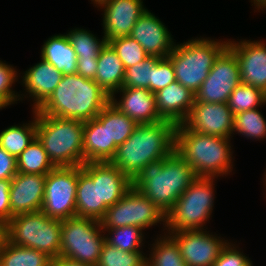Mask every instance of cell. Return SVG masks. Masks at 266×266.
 <instances>
[{"label":"cell","instance_id":"obj_38","mask_svg":"<svg viewBox=\"0 0 266 266\" xmlns=\"http://www.w3.org/2000/svg\"><path fill=\"white\" fill-rule=\"evenodd\" d=\"M108 44L116 52L125 69L142 62L149 56L144 48L130 36L113 39Z\"/></svg>","mask_w":266,"mask_h":266},{"label":"cell","instance_id":"obj_42","mask_svg":"<svg viewBox=\"0 0 266 266\" xmlns=\"http://www.w3.org/2000/svg\"><path fill=\"white\" fill-rule=\"evenodd\" d=\"M17 174V159L0 146V180L12 179Z\"/></svg>","mask_w":266,"mask_h":266},{"label":"cell","instance_id":"obj_1","mask_svg":"<svg viewBox=\"0 0 266 266\" xmlns=\"http://www.w3.org/2000/svg\"><path fill=\"white\" fill-rule=\"evenodd\" d=\"M176 126L169 120L138 125L117 147L110 163L133 180L148 163L166 158L175 151Z\"/></svg>","mask_w":266,"mask_h":266},{"label":"cell","instance_id":"obj_2","mask_svg":"<svg viewBox=\"0 0 266 266\" xmlns=\"http://www.w3.org/2000/svg\"><path fill=\"white\" fill-rule=\"evenodd\" d=\"M110 103V96L91 79L63 75L50 97L36 110L39 114L82 122L89 121Z\"/></svg>","mask_w":266,"mask_h":266},{"label":"cell","instance_id":"obj_27","mask_svg":"<svg viewBox=\"0 0 266 266\" xmlns=\"http://www.w3.org/2000/svg\"><path fill=\"white\" fill-rule=\"evenodd\" d=\"M52 258L47 254L5 242L0 251V266H52Z\"/></svg>","mask_w":266,"mask_h":266},{"label":"cell","instance_id":"obj_12","mask_svg":"<svg viewBox=\"0 0 266 266\" xmlns=\"http://www.w3.org/2000/svg\"><path fill=\"white\" fill-rule=\"evenodd\" d=\"M240 83L238 60L227 47L216 59L208 77L195 93V100L207 103H228L230 94Z\"/></svg>","mask_w":266,"mask_h":266},{"label":"cell","instance_id":"obj_20","mask_svg":"<svg viewBox=\"0 0 266 266\" xmlns=\"http://www.w3.org/2000/svg\"><path fill=\"white\" fill-rule=\"evenodd\" d=\"M122 93L120 101L115 94ZM110 103L138 125L154 124L164 120L156 107L155 93L144 88H121L110 97Z\"/></svg>","mask_w":266,"mask_h":266},{"label":"cell","instance_id":"obj_43","mask_svg":"<svg viewBox=\"0 0 266 266\" xmlns=\"http://www.w3.org/2000/svg\"><path fill=\"white\" fill-rule=\"evenodd\" d=\"M10 186L11 179L0 180V221H10Z\"/></svg>","mask_w":266,"mask_h":266},{"label":"cell","instance_id":"obj_34","mask_svg":"<svg viewBox=\"0 0 266 266\" xmlns=\"http://www.w3.org/2000/svg\"><path fill=\"white\" fill-rule=\"evenodd\" d=\"M143 229L136 226H125L106 229L109 235L105 236V241L119 250L127 252H142L140 247L143 241ZM112 235V236H111Z\"/></svg>","mask_w":266,"mask_h":266},{"label":"cell","instance_id":"obj_3","mask_svg":"<svg viewBox=\"0 0 266 266\" xmlns=\"http://www.w3.org/2000/svg\"><path fill=\"white\" fill-rule=\"evenodd\" d=\"M196 178L192 167L174 151L170 156L143 167L132 180V187L167 214Z\"/></svg>","mask_w":266,"mask_h":266},{"label":"cell","instance_id":"obj_5","mask_svg":"<svg viewBox=\"0 0 266 266\" xmlns=\"http://www.w3.org/2000/svg\"><path fill=\"white\" fill-rule=\"evenodd\" d=\"M84 122L46 116L36 111V134L55 167L84 164Z\"/></svg>","mask_w":266,"mask_h":266},{"label":"cell","instance_id":"obj_37","mask_svg":"<svg viewBox=\"0 0 266 266\" xmlns=\"http://www.w3.org/2000/svg\"><path fill=\"white\" fill-rule=\"evenodd\" d=\"M158 59L157 56H148L142 62L126 68L122 88H144L152 92L153 65Z\"/></svg>","mask_w":266,"mask_h":266},{"label":"cell","instance_id":"obj_7","mask_svg":"<svg viewBox=\"0 0 266 266\" xmlns=\"http://www.w3.org/2000/svg\"><path fill=\"white\" fill-rule=\"evenodd\" d=\"M61 230L62 220L50 218L41 211L22 213L7 223V240L56 259L61 253Z\"/></svg>","mask_w":266,"mask_h":266},{"label":"cell","instance_id":"obj_26","mask_svg":"<svg viewBox=\"0 0 266 266\" xmlns=\"http://www.w3.org/2000/svg\"><path fill=\"white\" fill-rule=\"evenodd\" d=\"M40 57L52 64L63 75L76 74L77 56L66 34L48 38L42 46Z\"/></svg>","mask_w":266,"mask_h":266},{"label":"cell","instance_id":"obj_28","mask_svg":"<svg viewBox=\"0 0 266 266\" xmlns=\"http://www.w3.org/2000/svg\"><path fill=\"white\" fill-rule=\"evenodd\" d=\"M16 159L19 173L47 175L55 168L37 137Z\"/></svg>","mask_w":266,"mask_h":266},{"label":"cell","instance_id":"obj_6","mask_svg":"<svg viewBox=\"0 0 266 266\" xmlns=\"http://www.w3.org/2000/svg\"><path fill=\"white\" fill-rule=\"evenodd\" d=\"M228 43L198 38L175 44L168 57L173 63L176 81L196 93Z\"/></svg>","mask_w":266,"mask_h":266},{"label":"cell","instance_id":"obj_25","mask_svg":"<svg viewBox=\"0 0 266 266\" xmlns=\"http://www.w3.org/2000/svg\"><path fill=\"white\" fill-rule=\"evenodd\" d=\"M132 187V180L110 162H99L100 204L108 208Z\"/></svg>","mask_w":266,"mask_h":266},{"label":"cell","instance_id":"obj_31","mask_svg":"<svg viewBox=\"0 0 266 266\" xmlns=\"http://www.w3.org/2000/svg\"><path fill=\"white\" fill-rule=\"evenodd\" d=\"M266 103V93L254 86L240 83L230 94L228 106L233 115L252 110Z\"/></svg>","mask_w":266,"mask_h":266},{"label":"cell","instance_id":"obj_10","mask_svg":"<svg viewBox=\"0 0 266 266\" xmlns=\"http://www.w3.org/2000/svg\"><path fill=\"white\" fill-rule=\"evenodd\" d=\"M166 221L164 214L150 199L139 190L131 187L125 195L111 205L99 220L102 230L136 226L141 229Z\"/></svg>","mask_w":266,"mask_h":266},{"label":"cell","instance_id":"obj_19","mask_svg":"<svg viewBox=\"0 0 266 266\" xmlns=\"http://www.w3.org/2000/svg\"><path fill=\"white\" fill-rule=\"evenodd\" d=\"M171 33L153 13L146 12L134 25L130 37L136 40L149 56L168 57L174 48Z\"/></svg>","mask_w":266,"mask_h":266},{"label":"cell","instance_id":"obj_32","mask_svg":"<svg viewBox=\"0 0 266 266\" xmlns=\"http://www.w3.org/2000/svg\"><path fill=\"white\" fill-rule=\"evenodd\" d=\"M259 109L237 113L233 116V134L245 135L247 138H266V121Z\"/></svg>","mask_w":266,"mask_h":266},{"label":"cell","instance_id":"obj_17","mask_svg":"<svg viewBox=\"0 0 266 266\" xmlns=\"http://www.w3.org/2000/svg\"><path fill=\"white\" fill-rule=\"evenodd\" d=\"M46 175L19 173L11 179L10 220L14 215L41 210Z\"/></svg>","mask_w":266,"mask_h":266},{"label":"cell","instance_id":"obj_46","mask_svg":"<svg viewBox=\"0 0 266 266\" xmlns=\"http://www.w3.org/2000/svg\"><path fill=\"white\" fill-rule=\"evenodd\" d=\"M6 241H7V224L0 221V251L3 249V246Z\"/></svg>","mask_w":266,"mask_h":266},{"label":"cell","instance_id":"obj_45","mask_svg":"<svg viewBox=\"0 0 266 266\" xmlns=\"http://www.w3.org/2000/svg\"><path fill=\"white\" fill-rule=\"evenodd\" d=\"M52 266H90V265L83 264V263L59 256L56 259L52 260Z\"/></svg>","mask_w":266,"mask_h":266},{"label":"cell","instance_id":"obj_48","mask_svg":"<svg viewBox=\"0 0 266 266\" xmlns=\"http://www.w3.org/2000/svg\"><path fill=\"white\" fill-rule=\"evenodd\" d=\"M91 1H93V3L96 4L95 6H99L102 2L107 0H91Z\"/></svg>","mask_w":266,"mask_h":266},{"label":"cell","instance_id":"obj_16","mask_svg":"<svg viewBox=\"0 0 266 266\" xmlns=\"http://www.w3.org/2000/svg\"><path fill=\"white\" fill-rule=\"evenodd\" d=\"M228 48L235 54L241 83L251 85L266 93V45L264 41H228ZM235 42V43H234Z\"/></svg>","mask_w":266,"mask_h":266},{"label":"cell","instance_id":"obj_47","mask_svg":"<svg viewBox=\"0 0 266 266\" xmlns=\"http://www.w3.org/2000/svg\"><path fill=\"white\" fill-rule=\"evenodd\" d=\"M254 2V6L261 10L266 9V0H252Z\"/></svg>","mask_w":266,"mask_h":266},{"label":"cell","instance_id":"obj_8","mask_svg":"<svg viewBox=\"0 0 266 266\" xmlns=\"http://www.w3.org/2000/svg\"><path fill=\"white\" fill-rule=\"evenodd\" d=\"M215 177H197L166 214L169 232L203 229L213 210Z\"/></svg>","mask_w":266,"mask_h":266},{"label":"cell","instance_id":"obj_13","mask_svg":"<svg viewBox=\"0 0 266 266\" xmlns=\"http://www.w3.org/2000/svg\"><path fill=\"white\" fill-rule=\"evenodd\" d=\"M168 234L179 246L186 266H212L228 243L202 229L168 232Z\"/></svg>","mask_w":266,"mask_h":266},{"label":"cell","instance_id":"obj_29","mask_svg":"<svg viewBox=\"0 0 266 266\" xmlns=\"http://www.w3.org/2000/svg\"><path fill=\"white\" fill-rule=\"evenodd\" d=\"M33 112L34 120L31 123L10 126L0 133V146L15 158L37 137L36 110Z\"/></svg>","mask_w":266,"mask_h":266},{"label":"cell","instance_id":"obj_44","mask_svg":"<svg viewBox=\"0 0 266 266\" xmlns=\"http://www.w3.org/2000/svg\"><path fill=\"white\" fill-rule=\"evenodd\" d=\"M98 58H77V71L80 76L94 80L98 69Z\"/></svg>","mask_w":266,"mask_h":266},{"label":"cell","instance_id":"obj_41","mask_svg":"<svg viewBox=\"0 0 266 266\" xmlns=\"http://www.w3.org/2000/svg\"><path fill=\"white\" fill-rule=\"evenodd\" d=\"M236 248L228 242L212 266H253L252 261Z\"/></svg>","mask_w":266,"mask_h":266},{"label":"cell","instance_id":"obj_40","mask_svg":"<svg viewBox=\"0 0 266 266\" xmlns=\"http://www.w3.org/2000/svg\"><path fill=\"white\" fill-rule=\"evenodd\" d=\"M176 81L174 67L169 57L159 58L153 65L152 71V93L164 89Z\"/></svg>","mask_w":266,"mask_h":266},{"label":"cell","instance_id":"obj_30","mask_svg":"<svg viewBox=\"0 0 266 266\" xmlns=\"http://www.w3.org/2000/svg\"><path fill=\"white\" fill-rule=\"evenodd\" d=\"M151 249L146 266H186L179 246L170 235L156 239Z\"/></svg>","mask_w":266,"mask_h":266},{"label":"cell","instance_id":"obj_4","mask_svg":"<svg viewBox=\"0 0 266 266\" xmlns=\"http://www.w3.org/2000/svg\"><path fill=\"white\" fill-rule=\"evenodd\" d=\"M230 139L188 130L182 123L175 130V151L197 177H218L232 171Z\"/></svg>","mask_w":266,"mask_h":266},{"label":"cell","instance_id":"obj_22","mask_svg":"<svg viewBox=\"0 0 266 266\" xmlns=\"http://www.w3.org/2000/svg\"><path fill=\"white\" fill-rule=\"evenodd\" d=\"M155 97L160 116L176 125L181 124L187 118L195 101V93L178 81L157 91Z\"/></svg>","mask_w":266,"mask_h":266},{"label":"cell","instance_id":"obj_23","mask_svg":"<svg viewBox=\"0 0 266 266\" xmlns=\"http://www.w3.org/2000/svg\"><path fill=\"white\" fill-rule=\"evenodd\" d=\"M22 82L29 97L33 98V109L37 110L53 93L62 79V72L43 60L23 73Z\"/></svg>","mask_w":266,"mask_h":266},{"label":"cell","instance_id":"obj_39","mask_svg":"<svg viewBox=\"0 0 266 266\" xmlns=\"http://www.w3.org/2000/svg\"><path fill=\"white\" fill-rule=\"evenodd\" d=\"M18 72L12 66L0 60V100L9 106L19 101L20 94L12 90V84L17 81Z\"/></svg>","mask_w":266,"mask_h":266},{"label":"cell","instance_id":"obj_35","mask_svg":"<svg viewBox=\"0 0 266 266\" xmlns=\"http://www.w3.org/2000/svg\"><path fill=\"white\" fill-rule=\"evenodd\" d=\"M138 124L126 114L121 113L111 103L108 104L109 144L117 146L125 142Z\"/></svg>","mask_w":266,"mask_h":266},{"label":"cell","instance_id":"obj_24","mask_svg":"<svg viewBox=\"0 0 266 266\" xmlns=\"http://www.w3.org/2000/svg\"><path fill=\"white\" fill-rule=\"evenodd\" d=\"M97 61L98 69L94 81L111 97L123 86L124 65L108 43L100 50Z\"/></svg>","mask_w":266,"mask_h":266},{"label":"cell","instance_id":"obj_15","mask_svg":"<svg viewBox=\"0 0 266 266\" xmlns=\"http://www.w3.org/2000/svg\"><path fill=\"white\" fill-rule=\"evenodd\" d=\"M100 6L104 9L103 29L107 43L130 36L134 25L147 10L142 0H107Z\"/></svg>","mask_w":266,"mask_h":266},{"label":"cell","instance_id":"obj_36","mask_svg":"<svg viewBox=\"0 0 266 266\" xmlns=\"http://www.w3.org/2000/svg\"><path fill=\"white\" fill-rule=\"evenodd\" d=\"M142 253L119 250L105 241L96 266H146L147 256Z\"/></svg>","mask_w":266,"mask_h":266},{"label":"cell","instance_id":"obj_49","mask_svg":"<svg viewBox=\"0 0 266 266\" xmlns=\"http://www.w3.org/2000/svg\"><path fill=\"white\" fill-rule=\"evenodd\" d=\"M7 107L1 100H0V109Z\"/></svg>","mask_w":266,"mask_h":266},{"label":"cell","instance_id":"obj_9","mask_svg":"<svg viewBox=\"0 0 266 266\" xmlns=\"http://www.w3.org/2000/svg\"><path fill=\"white\" fill-rule=\"evenodd\" d=\"M100 222L85 217L62 220L60 256L90 266H96L105 242Z\"/></svg>","mask_w":266,"mask_h":266},{"label":"cell","instance_id":"obj_33","mask_svg":"<svg viewBox=\"0 0 266 266\" xmlns=\"http://www.w3.org/2000/svg\"><path fill=\"white\" fill-rule=\"evenodd\" d=\"M66 36L73 46L77 58H98L100 50L107 43L104 36L99 41L100 39L83 28L71 30Z\"/></svg>","mask_w":266,"mask_h":266},{"label":"cell","instance_id":"obj_11","mask_svg":"<svg viewBox=\"0 0 266 266\" xmlns=\"http://www.w3.org/2000/svg\"><path fill=\"white\" fill-rule=\"evenodd\" d=\"M78 166L55 167L46 175L41 212L64 220L76 216Z\"/></svg>","mask_w":266,"mask_h":266},{"label":"cell","instance_id":"obj_14","mask_svg":"<svg viewBox=\"0 0 266 266\" xmlns=\"http://www.w3.org/2000/svg\"><path fill=\"white\" fill-rule=\"evenodd\" d=\"M233 116L228 103L195 100L182 124L188 130L230 139L233 133Z\"/></svg>","mask_w":266,"mask_h":266},{"label":"cell","instance_id":"obj_18","mask_svg":"<svg viewBox=\"0 0 266 266\" xmlns=\"http://www.w3.org/2000/svg\"><path fill=\"white\" fill-rule=\"evenodd\" d=\"M107 208L105 204H100L99 162L78 166L76 216L99 221Z\"/></svg>","mask_w":266,"mask_h":266},{"label":"cell","instance_id":"obj_21","mask_svg":"<svg viewBox=\"0 0 266 266\" xmlns=\"http://www.w3.org/2000/svg\"><path fill=\"white\" fill-rule=\"evenodd\" d=\"M109 144L108 105L89 121L84 122L83 158L87 162H110L117 149Z\"/></svg>","mask_w":266,"mask_h":266}]
</instances>
